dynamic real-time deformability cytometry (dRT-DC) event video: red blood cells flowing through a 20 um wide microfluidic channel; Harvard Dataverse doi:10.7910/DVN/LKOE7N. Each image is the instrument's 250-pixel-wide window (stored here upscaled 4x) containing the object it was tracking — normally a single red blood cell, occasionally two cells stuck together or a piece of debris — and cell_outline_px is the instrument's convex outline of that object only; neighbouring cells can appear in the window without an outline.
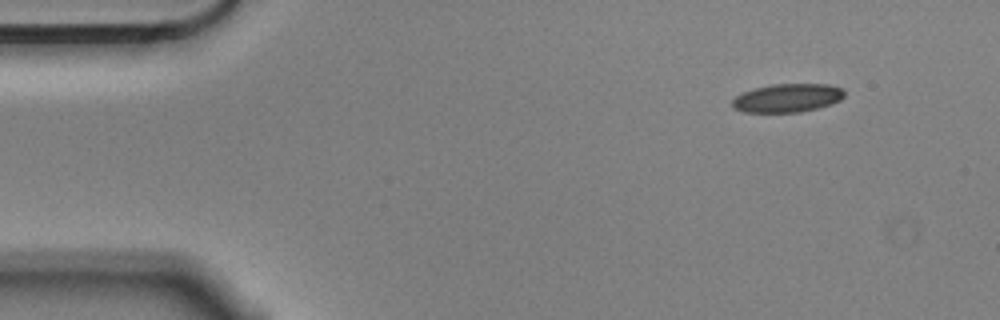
{"species": "Egyptian fruit bat (a non-hibernating species)", "species_latin": "Rousettus aegyptiacus", "temperature_condition": "cold", "stored_images_in_passage": 5, "camera_frame_rate_fps": 3000, "um_per_image_px": 0.085, "animal": {"sex": "male"}, "frame": {"image": 1, "passage_image": 1, "time_ms": 0.0, "image_size_px": [1000, 320], "cell_outline_px": [[844, 96], [840, 100], [832, 104], [800, 112], [744, 112], [732, 108], [732, 100], [736, 96], [744, 92], [756, 88], [772, 84], [828, 84], [844, 88]], "centroid_in_image_um": [66.95, 8.32], "position_along_channel_um": 18.1, "area_um2": 18.61}}
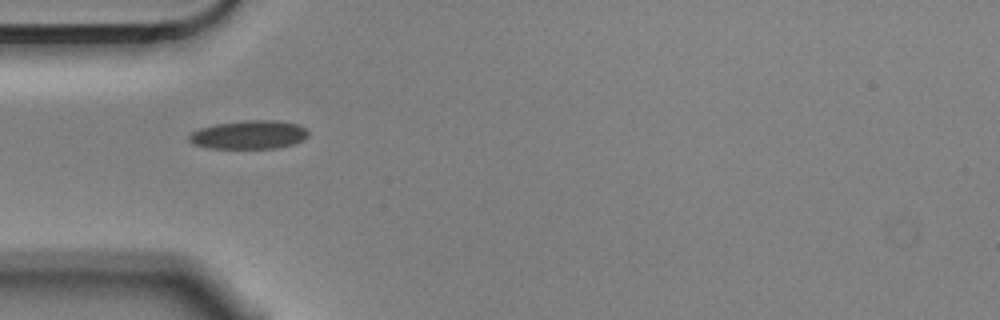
{"frame": {"image": 2, "passage_image": 4, "time_ms": 1.0, "image_size_px": [1000, 320], "cell_outline_px": [[308, 136], [304, 140], [292, 144], [276, 148], [208, 148], [192, 144], [188, 140], [188, 136], [192, 132], [200, 128], [216, 124], [244, 120], [276, 120], [296, 124], [304, 128], [308, 132]], "centroid_in_image_um": [21.14, 11.45], "position_along_channel_um": 63.9, "area_um2": 19.83}}
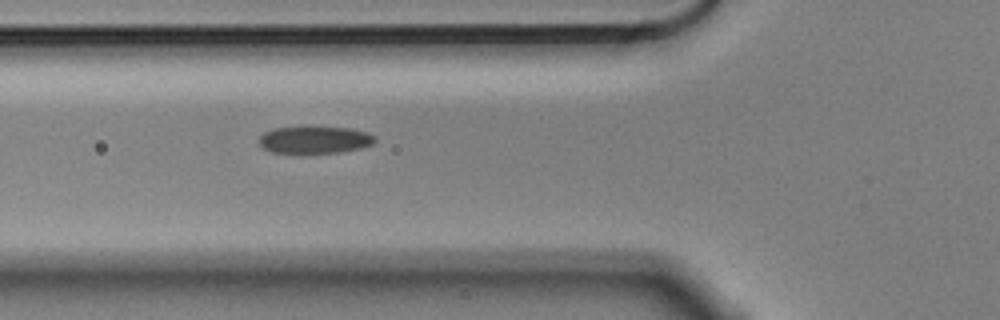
{"frame": {"image": 3, "passage_image": 5, "time_ms": 1.333, "image_size_px": [1000, 320], "cell_outline_px": [[376, 140], [372, 144], [360, 148], [340, 152], [272, 152], [264, 148], [256, 140], [264, 132], [272, 128], [300, 124], [352, 128], [368, 132], [376, 136]], "centroid_in_image_um": [26.73, 11.81], "position_along_channel_um": 99.1, "area_um2": 19.13}}